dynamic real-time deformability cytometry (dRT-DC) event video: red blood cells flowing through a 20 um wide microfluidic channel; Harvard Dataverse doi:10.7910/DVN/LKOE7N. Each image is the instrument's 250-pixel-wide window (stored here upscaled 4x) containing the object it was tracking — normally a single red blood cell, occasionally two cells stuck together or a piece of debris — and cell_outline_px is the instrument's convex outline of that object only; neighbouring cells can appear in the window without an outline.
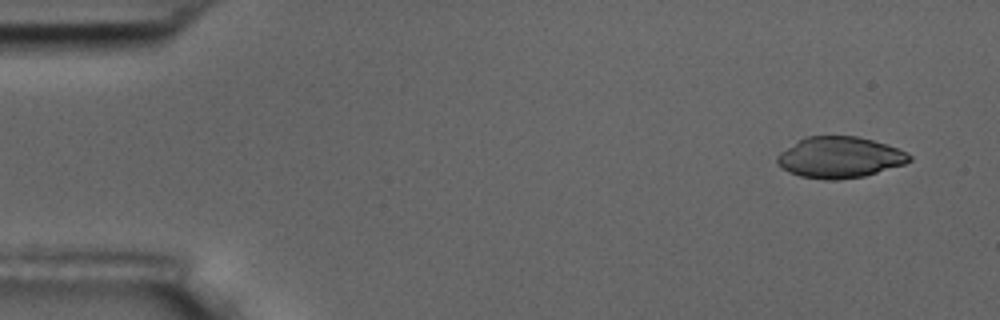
{"species": "common noctule bat (a hibernating species)", "species_latin": "Nyctalus noctula", "temperature_condition": "room temperature", "stored_images_in_passage": 9, "camera_frame_rate_fps": 3000, "um_per_image_px": 0.085, "animal": {"sex": "male", "body_mass_g": 17.5, "forearm_length_mm": 52.3}, "frame": {"image": 1, "passage_image": 1, "time_ms": 0.0, "image_size_px": [1000, 320], "cell_outline_px": [[912, 160], [904, 164], [864, 176], [836, 180], [824, 180], [800, 176], [788, 172], [776, 164], [776, 156], [780, 152], [800, 140], [808, 136], [856, 136], [872, 140], [896, 148], [912, 156]], "centroid_in_image_um": [71.33, 13.39], "position_along_channel_um": 13.7, "area_um2": 31.44}}